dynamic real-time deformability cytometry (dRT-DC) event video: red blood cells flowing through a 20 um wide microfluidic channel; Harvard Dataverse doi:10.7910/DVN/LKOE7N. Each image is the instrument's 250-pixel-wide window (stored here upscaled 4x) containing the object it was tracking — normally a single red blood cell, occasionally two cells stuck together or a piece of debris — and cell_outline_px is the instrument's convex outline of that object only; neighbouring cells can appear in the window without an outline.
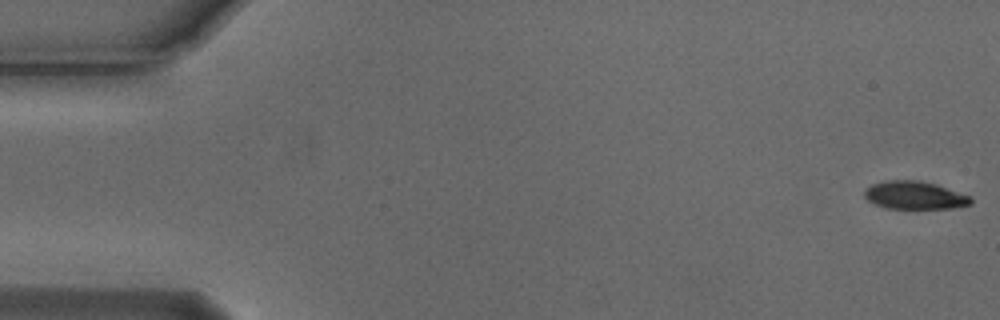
{"species": "Egyptian fruit bat (a non-hibernating species)", "species_latin": "Rousettus aegyptiacus", "temperature_condition": "cold", "stored_images_in_passage": 55, "camera_frame_rate_fps": 3000, "um_per_image_px": 0.085, "animal": {"sex": "male"}, "frame": {"image": 1, "passage_image": 1, "time_ms": 0.0, "image_size_px": [1000, 320], "cell_outline_px": [[972, 204], [952, 208], [884, 208], [868, 200], [864, 196], [864, 192], [872, 184], [888, 180], [920, 180], [936, 184], [972, 196]], "centroid_in_image_um": [77.78, 16.59], "position_along_channel_um": 7.2, "area_um2": 17.28}}
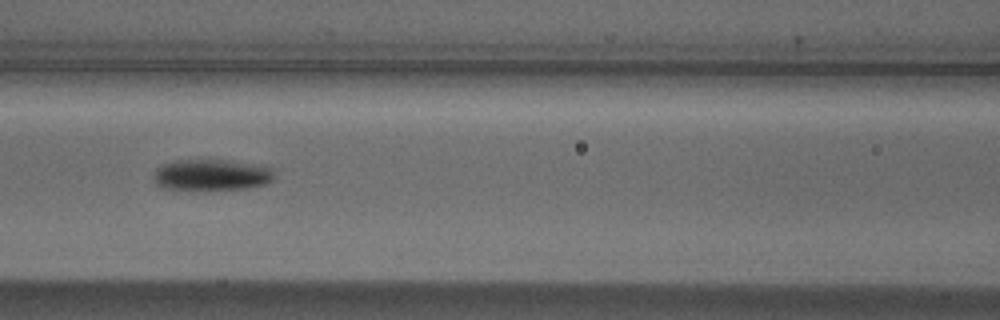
{"frame": {"image": 2, "passage_image": 24, "time_ms": 7.667, "image_size_px": [1000, 320], "cell_outline_px": [[272, 180], [264, 184], [248, 188], [164, 188], [156, 184], [152, 180], [152, 176], [156, 168], [160, 164], [176, 160], [208, 156], [256, 164], [272, 168]], "centroid_in_image_um": [17.91, 14.78], "position_along_channel_um": 148.7, "area_um2": 22.43}}
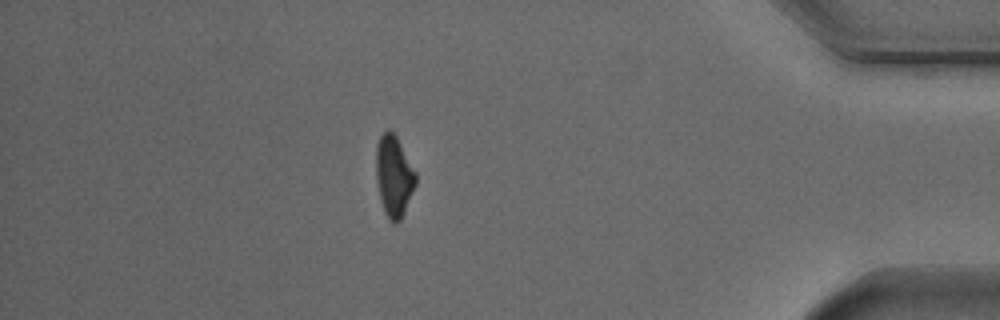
{"frame": {"image": 3, "passage_image": 48, "time_ms": 15.667, "image_size_px": [1000, 320], "cell_outline_px": [[416, 184], [404, 212], [400, 220], [396, 224], [392, 224], [388, 220], [384, 212], [380, 200], [376, 176], [376, 144], [380, 136], [388, 128], [396, 136], [416, 172]], "centroid_in_image_um": [33.47, 14.99], "position_along_channel_um": 401.7, "area_um2": 18.79}, "authors_computed_cell_mechanics": {"area_um2": 19.3052, "velocity_mm_per_s": 3.7203, "shape_relaxation_time_tau1_ms": 1.8887, "shape_relaxation_time_tau2_ms": null, "deformation_change_tau1": 0.1388, "deformation_change_tau2": null}}